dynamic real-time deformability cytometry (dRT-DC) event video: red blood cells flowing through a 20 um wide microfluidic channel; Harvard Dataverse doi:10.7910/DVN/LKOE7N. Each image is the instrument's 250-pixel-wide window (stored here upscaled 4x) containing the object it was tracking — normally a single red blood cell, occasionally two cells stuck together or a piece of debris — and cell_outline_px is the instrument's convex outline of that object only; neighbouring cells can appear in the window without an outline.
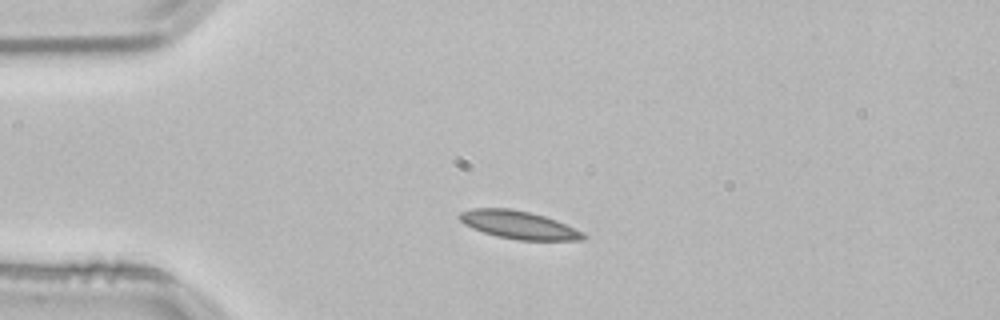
{"species": "common noctule bat (a hibernating species)", "species_latin": "Nyctalus noctula", "temperature_condition": "room temperature", "stored_images_in_passage": 42, "camera_frame_rate_fps": 3000, "um_per_image_px": 0.085, "animal": {"sex": "male", "body_mass_g": 21.5, "forearm_length_mm": 52.0}, "frame": {"image": 1, "passage_image": 1, "time_ms": 0.0, "image_size_px": [1000, 320], "cell_outline_px": [[588, 236], [584, 240], [520, 240], [496, 236], [472, 228], [464, 224], [456, 216], [460, 212], [472, 208], [512, 208], [544, 216], [556, 220], [584, 232]], "centroid_in_image_um": [44.08, 19.11], "position_along_channel_um": 40.9, "area_um2": 20.23}}
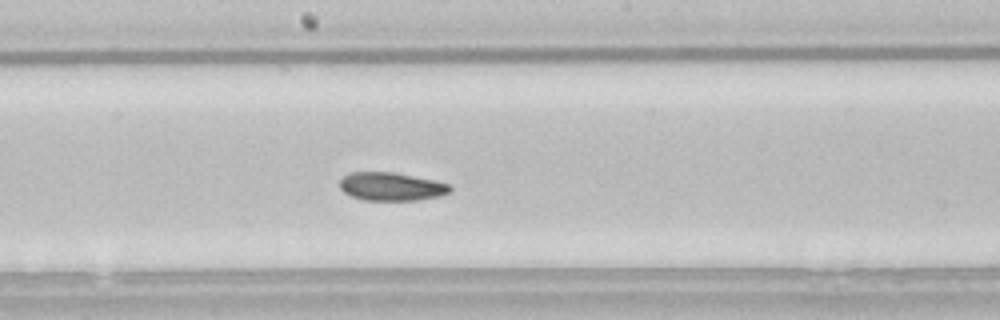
{"frame": {"image": 2, "passage_image": 17, "time_ms": 5.333, "image_size_px": [1000, 320], "cell_outline_px": [[452, 192], [440, 196], [416, 200], [364, 200], [352, 196], [344, 192], [340, 188], [340, 180], [348, 172], [392, 172], [436, 180], [452, 184]], "centroid_in_image_um": [33.31, 15.85], "position_along_channel_um": 214.9, "area_um2": 18.32}}
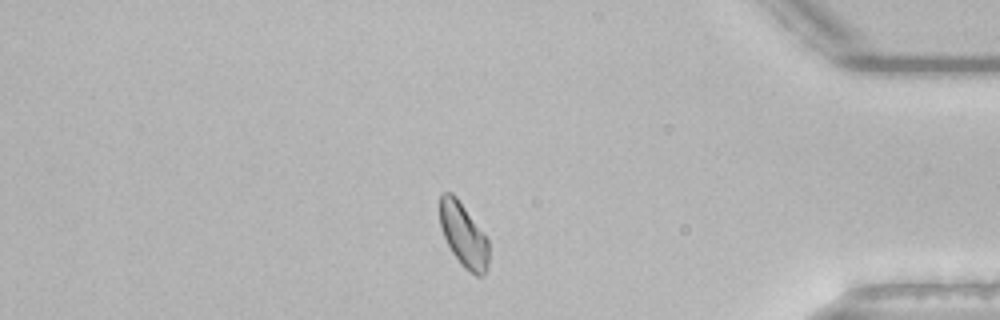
{"frame": {"image": 3, "passage_image": 34, "time_ms": 11.0, "image_size_px": [1000, 320], "cell_outline_px": [[488, 268], [484, 276], [476, 276], [464, 268], [460, 264], [452, 252], [444, 236], [440, 224], [440, 196], [444, 192], [452, 192], [456, 196], [488, 240]], "centroid_in_image_um": [39.4, 20.01], "position_along_channel_um": 395.8, "area_um2": 18.03}, "authors_computed_cell_mechanics": {"area_um2": 18.785, "velocity_mm_per_s": 3.7715, "shape_relaxation_time_tau1_ms": 4.132, "shape_relaxation_time_tau2_ms": 3.8552, "deformation_change_tau1": 0.1068, "deformation_change_tau2": 0.0779}}